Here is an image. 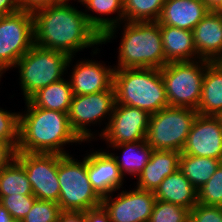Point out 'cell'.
<instances>
[{"label": "cell", "mask_w": 222, "mask_h": 222, "mask_svg": "<svg viewBox=\"0 0 222 222\" xmlns=\"http://www.w3.org/2000/svg\"><path fill=\"white\" fill-rule=\"evenodd\" d=\"M35 45L77 56L93 48L91 56L100 53L101 36L88 23L83 9L70 3H57L33 12ZM99 45V46H98Z\"/></svg>", "instance_id": "1"}, {"label": "cell", "mask_w": 222, "mask_h": 222, "mask_svg": "<svg viewBox=\"0 0 222 222\" xmlns=\"http://www.w3.org/2000/svg\"><path fill=\"white\" fill-rule=\"evenodd\" d=\"M19 111L17 152L71 154L64 146L84 143L72 130L68 113L35 107L25 100Z\"/></svg>", "instance_id": "2"}, {"label": "cell", "mask_w": 222, "mask_h": 222, "mask_svg": "<svg viewBox=\"0 0 222 222\" xmlns=\"http://www.w3.org/2000/svg\"><path fill=\"white\" fill-rule=\"evenodd\" d=\"M122 26V27H121ZM117 64L114 69L156 68L165 66L162 34L157 21L125 22L108 29L101 36V46L116 39L120 33ZM118 32V33H117Z\"/></svg>", "instance_id": "3"}, {"label": "cell", "mask_w": 222, "mask_h": 222, "mask_svg": "<svg viewBox=\"0 0 222 222\" xmlns=\"http://www.w3.org/2000/svg\"><path fill=\"white\" fill-rule=\"evenodd\" d=\"M117 104L136 107L150 115L169 106L160 69L127 68L114 70Z\"/></svg>", "instance_id": "4"}, {"label": "cell", "mask_w": 222, "mask_h": 222, "mask_svg": "<svg viewBox=\"0 0 222 222\" xmlns=\"http://www.w3.org/2000/svg\"><path fill=\"white\" fill-rule=\"evenodd\" d=\"M70 56L56 50L33 45L12 67L18 69V80L23 100L66 76Z\"/></svg>", "instance_id": "5"}, {"label": "cell", "mask_w": 222, "mask_h": 222, "mask_svg": "<svg viewBox=\"0 0 222 222\" xmlns=\"http://www.w3.org/2000/svg\"><path fill=\"white\" fill-rule=\"evenodd\" d=\"M74 154H58V181L61 211L84 212L101 205L102 199L91 186L87 175V156L78 160Z\"/></svg>", "instance_id": "6"}, {"label": "cell", "mask_w": 222, "mask_h": 222, "mask_svg": "<svg viewBox=\"0 0 222 222\" xmlns=\"http://www.w3.org/2000/svg\"><path fill=\"white\" fill-rule=\"evenodd\" d=\"M209 62L200 58L193 61L169 62L160 69L169 106L197 110L205 69Z\"/></svg>", "instance_id": "7"}, {"label": "cell", "mask_w": 222, "mask_h": 222, "mask_svg": "<svg viewBox=\"0 0 222 222\" xmlns=\"http://www.w3.org/2000/svg\"><path fill=\"white\" fill-rule=\"evenodd\" d=\"M198 112L188 107L167 106L150 116L146 141L153 150L181 152Z\"/></svg>", "instance_id": "8"}, {"label": "cell", "mask_w": 222, "mask_h": 222, "mask_svg": "<svg viewBox=\"0 0 222 222\" xmlns=\"http://www.w3.org/2000/svg\"><path fill=\"white\" fill-rule=\"evenodd\" d=\"M115 102V89L87 95H73L68 118L72 130L84 143L91 144L90 141L97 140V137L104 133L111 118ZM94 124L95 126L100 125L99 127L104 124L105 127H101L100 132L99 130L91 131L90 127Z\"/></svg>", "instance_id": "9"}, {"label": "cell", "mask_w": 222, "mask_h": 222, "mask_svg": "<svg viewBox=\"0 0 222 222\" xmlns=\"http://www.w3.org/2000/svg\"><path fill=\"white\" fill-rule=\"evenodd\" d=\"M34 42L33 12L20 10L0 17V68L12 70Z\"/></svg>", "instance_id": "10"}, {"label": "cell", "mask_w": 222, "mask_h": 222, "mask_svg": "<svg viewBox=\"0 0 222 222\" xmlns=\"http://www.w3.org/2000/svg\"><path fill=\"white\" fill-rule=\"evenodd\" d=\"M16 159L26 171L33 195L39 200L58 203V154L17 152Z\"/></svg>", "instance_id": "11"}, {"label": "cell", "mask_w": 222, "mask_h": 222, "mask_svg": "<svg viewBox=\"0 0 222 222\" xmlns=\"http://www.w3.org/2000/svg\"><path fill=\"white\" fill-rule=\"evenodd\" d=\"M150 116L142 109L115 102L108 125L97 140L102 139L107 146L146 140Z\"/></svg>", "instance_id": "12"}, {"label": "cell", "mask_w": 222, "mask_h": 222, "mask_svg": "<svg viewBox=\"0 0 222 222\" xmlns=\"http://www.w3.org/2000/svg\"><path fill=\"white\" fill-rule=\"evenodd\" d=\"M124 190L122 188L117 195L112 193L102 198L101 205L108 212L111 222H148L156 201L154 192L135 185L131 190Z\"/></svg>", "instance_id": "13"}, {"label": "cell", "mask_w": 222, "mask_h": 222, "mask_svg": "<svg viewBox=\"0 0 222 222\" xmlns=\"http://www.w3.org/2000/svg\"><path fill=\"white\" fill-rule=\"evenodd\" d=\"M73 58L74 56L70 57L67 65V70L73 67L70 73L67 71L73 95H87L114 89V65L106 66L103 61L98 62L92 60L93 58H80L81 60L78 59L74 63Z\"/></svg>", "instance_id": "14"}, {"label": "cell", "mask_w": 222, "mask_h": 222, "mask_svg": "<svg viewBox=\"0 0 222 222\" xmlns=\"http://www.w3.org/2000/svg\"><path fill=\"white\" fill-rule=\"evenodd\" d=\"M181 153L222 161V124L220 121L215 116L198 114Z\"/></svg>", "instance_id": "15"}, {"label": "cell", "mask_w": 222, "mask_h": 222, "mask_svg": "<svg viewBox=\"0 0 222 222\" xmlns=\"http://www.w3.org/2000/svg\"><path fill=\"white\" fill-rule=\"evenodd\" d=\"M89 151L87 150L85 153L87 156V175L97 195L102 199L124 188L125 177L108 149L94 150L92 148Z\"/></svg>", "instance_id": "16"}, {"label": "cell", "mask_w": 222, "mask_h": 222, "mask_svg": "<svg viewBox=\"0 0 222 222\" xmlns=\"http://www.w3.org/2000/svg\"><path fill=\"white\" fill-rule=\"evenodd\" d=\"M197 56L210 62L222 58V14L210 12L192 30Z\"/></svg>", "instance_id": "17"}, {"label": "cell", "mask_w": 222, "mask_h": 222, "mask_svg": "<svg viewBox=\"0 0 222 222\" xmlns=\"http://www.w3.org/2000/svg\"><path fill=\"white\" fill-rule=\"evenodd\" d=\"M209 12L202 0H166L157 22L192 31Z\"/></svg>", "instance_id": "18"}, {"label": "cell", "mask_w": 222, "mask_h": 222, "mask_svg": "<svg viewBox=\"0 0 222 222\" xmlns=\"http://www.w3.org/2000/svg\"><path fill=\"white\" fill-rule=\"evenodd\" d=\"M180 154L173 150H153L149 162L136 178V187L155 192L165 177L179 169Z\"/></svg>", "instance_id": "19"}, {"label": "cell", "mask_w": 222, "mask_h": 222, "mask_svg": "<svg viewBox=\"0 0 222 222\" xmlns=\"http://www.w3.org/2000/svg\"><path fill=\"white\" fill-rule=\"evenodd\" d=\"M156 200L191 210L197 203V190L180 169L165 177L154 192Z\"/></svg>", "instance_id": "20"}, {"label": "cell", "mask_w": 222, "mask_h": 222, "mask_svg": "<svg viewBox=\"0 0 222 222\" xmlns=\"http://www.w3.org/2000/svg\"><path fill=\"white\" fill-rule=\"evenodd\" d=\"M159 26L162 34L165 65L169 62L199 59L191 30L179 29L168 25Z\"/></svg>", "instance_id": "21"}, {"label": "cell", "mask_w": 222, "mask_h": 222, "mask_svg": "<svg viewBox=\"0 0 222 222\" xmlns=\"http://www.w3.org/2000/svg\"><path fill=\"white\" fill-rule=\"evenodd\" d=\"M111 151H121V155L117 156L118 152L109 153L115 159L121 173L124 177L128 175L136 178L146 164L149 162L153 148L148 145L146 140L123 143L113 146H107ZM122 156V157H121ZM127 175V176H126Z\"/></svg>", "instance_id": "22"}, {"label": "cell", "mask_w": 222, "mask_h": 222, "mask_svg": "<svg viewBox=\"0 0 222 222\" xmlns=\"http://www.w3.org/2000/svg\"><path fill=\"white\" fill-rule=\"evenodd\" d=\"M222 111V65L209 62L205 69L201 98L197 112L203 116H216Z\"/></svg>", "instance_id": "23"}, {"label": "cell", "mask_w": 222, "mask_h": 222, "mask_svg": "<svg viewBox=\"0 0 222 222\" xmlns=\"http://www.w3.org/2000/svg\"><path fill=\"white\" fill-rule=\"evenodd\" d=\"M82 7L88 23L100 36L124 21V0H90Z\"/></svg>", "instance_id": "24"}, {"label": "cell", "mask_w": 222, "mask_h": 222, "mask_svg": "<svg viewBox=\"0 0 222 222\" xmlns=\"http://www.w3.org/2000/svg\"><path fill=\"white\" fill-rule=\"evenodd\" d=\"M54 82L34 93L28 100L42 109L56 110L68 113L73 98V92L68 77Z\"/></svg>", "instance_id": "25"}, {"label": "cell", "mask_w": 222, "mask_h": 222, "mask_svg": "<svg viewBox=\"0 0 222 222\" xmlns=\"http://www.w3.org/2000/svg\"><path fill=\"white\" fill-rule=\"evenodd\" d=\"M221 163L222 161L219 159L181 153L179 158V169L195 189L198 190L216 172Z\"/></svg>", "instance_id": "26"}, {"label": "cell", "mask_w": 222, "mask_h": 222, "mask_svg": "<svg viewBox=\"0 0 222 222\" xmlns=\"http://www.w3.org/2000/svg\"><path fill=\"white\" fill-rule=\"evenodd\" d=\"M33 195L30 182L22 164L15 158L0 170V199L7 195Z\"/></svg>", "instance_id": "27"}, {"label": "cell", "mask_w": 222, "mask_h": 222, "mask_svg": "<svg viewBox=\"0 0 222 222\" xmlns=\"http://www.w3.org/2000/svg\"><path fill=\"white\" fill-rule=\"evenodd\" d=\"M165 1L166 0H124V21H158Z\"/></svg>", "instance_id": "28"}, {"label": "cell", "mask_w": 222, "mask_h": 222, "mask_svg": "<svg viewBox=\"0 0 222 222\" xmlns=\"http://www.w3.org/2000/svg\"><path fill=\"white\" fill-rule=\"evenodd\" d=\"M198 203L222 207V163L210 179L197 190Z\"/></svg>", "instance_id": "29"}, {"label": "cell", "mask_w": 222, "mask_h": 222, "mask_svg": "<svg viewBox=\"0 0 222 222\" xmlns=\"http://www.w3.org/2000/svg\"><path fill=\"white\" fill-rule=\"evenodd\" d=\"M189 214L187 208L156 200L148 222H189Z\"/></svg>", "instance_id": "30"}, {"label": "cell", "mask_w": 222, "mask_h": 222, "mask_svg": "<svg viewBox=\"0 0 222 222\" xmlns=\"http://www.w3.org/2000/svg\"><path fill=\"white\" fill-rule=\"evenodd\" d=\"M61 212L58 203L36 199L21 222H57Z\"/></svg>", "instance_id": "31"}, {"label": "cell", "mask_w": 222, "mask_h": 222, "mask_svg": "<svg viewBox=\"0 0 222 222\" xmlns=\"http://www.w3.org/2000/svg\"><path fill=\"white\" fill-rule=\"evenodd\" d=\"M36 199L34 195H7L0 199V203L11 214L14 221H21L28 214Z\"/></svg>", "instance_id": "32"}, {"label": "cell", "mask_w": 222, "mask_h": 222, "mask_svg": "<svg viewBox=\"0 0 222 222\" xmlns=\"http://www.w3.org/2000/svg\"><path fill=\"white\" fill-rule=\"evenodd\" d=\"M0 140L9 141L18 147L19 112H11L0 107Z\"/></svg>", "instance_id": "33"}, {"label": "cell", "mask_w": 222, "mask_h": 222, "mask_svg": "<svg viewBox=\"0 0 222 222\" xmlns=\"http://www.w3.org/2000/svg\"><path fill=\"white\" fill-rule=\"evenodd\" d=\"M189 222H222V207L197 203L190 210Z\"/></svg>", "instance_id": "34"}, {"label": "cell", "mask_w": 222, "mask_h": 222, "mask_svg": "<svg viewBox=\"0 0 222 222\" xmlns=\"http://www.w3.org/2000/svg\"><path fill=\"white\" fill-rule=\"evenodd\" d=\"M17 148L9 141L0 140V170L16 158Z\"/></svg>", "instance_id": "35"}, {"label": "cell", "mask_w": 222, "mask_h": 222, "mask_svg": "<svg viewBox=\"0 0 222 222\" xmlns=\"http://www.w3.org/2000/svg\"><path fill=\"white\" fill-rule=\"evenodd\" d=\"M86 222H111L108 212L102 205L84 211Z\"/></svg>", "instance_id": "36"}, {"label": "cell", "mask_w": 222, "mask_h": 222, "mask_svg": "<svg viewBox=\"0 0 222 222\" xmlns=\"http://www.w3.org/2000/svg\"><path fill=\"white\" fill-rule=\"evenodd\" d=\"M21 10L34 12L37 9L57 4V0H19Z\"/></svg>", "instance_id": "37"}, {"label": "cell", "mask_w": 222, "mask_h": 222, "mask_svg": "<svg viewBox=\"0 0 222 222\" xmlns=\"http://www.w3.org/2000/svg\"><path fill=\"white\" fill-rule=\"evenodd\" d=\"M19 0H0V17L20 11Z\"/></svg>", "instance_id": "38"}, {"label": "cell", "mask_w": 222, "mask_h": 222, "mask_svg": "<svg viewBox=\"0 0 222 222\" xmlns=\"http://www.w3.org/2000/svg\"><path fill=\"white\" fill-rule=\"evenodd\" d=\"M57 222H86L84 212L62 211Z\"/></svg>", "instance_id": "39"}, {"label": "cell", "mask_w": 222, "mask_h": 222, "mask_svg": "<svg viewBox=\"0 0 222 222\" xmlns=\"http://www.w3.org/2000/svg\"><path fill=\"white\" fill-rule=\"evenodd\" d=\"M11 214L0 203V222H13Z\"/></svg>", "instance_id": "40"}, {"label": "cell", "mask_w": 222, "mask_h": 222, "mask_svg": "<svg viewBox=\"0 0 222 222\" xmlns=\"http://www.w3.org/2000/svg\"><path fill=\"white\" fill-rule=\"evenodd\" d=\"M222 0H202V2L212 11H214L220 4Z\"/></svg>", "instance_id": "41"}, {"label": "cell", "mask_w": 222, "mask_h": 222, "mask_svg": "<svg viewBox=\"0 0 222 222\" xmlns=\"http://www.w3.org/2000/svg\"><path fill=\"white\" fill-rule=\"evenodd\" d=\"M74 1H77V4L78 2L80 3V5L82 4L83 6L88 3L90 0H74Z\"/></svg>", "instance_id": "42"}, {"label": "cell", "mask_w": 222, "mask_h": 222, "mask_svg": "<svg viewBox=\"0 0 222 222\" xmlns=\"http://www.w3.org/2000/svg\"><path fill=\"white\" fill-rule=\"evenodd\" d=\"M215 117H216V118L220 121V123L222 124V111H220Z\"/></svg>", "instance_id": "43"}, {"label": "cell", "mask_w": 222, "mask_h": 222, "mask_svg": "<svg viewBox=\"0 0 222 222\" xmlns=\"http://www.w3.org/2000/svg\"><path fill=\"white\" fill-rule=\"evenodd\" d=\"M214 11L222 14V1H221V4Z\"/></svg>", "instance_id": "44"}, {"label": "cell", "mask_w": 222, "mask_h": 222, "mask_svg": "<svg viewBox=\"0 0 222 222\" xmlns=\"http://www.w3.org/2000/svg\"><path fill=\"white\" fill-rule=\"evenodd\" d=\"M72 1V0H71ZM70 0H57V3H71Z\"/></svg>", "instance_id": "45"}, {"label": "cell", "mask_w": 222, "mask_h": 222, "mask_svg": "<svg viewBox=\"0 0 222 222\" xmlns=\"http://www.w3.org/2000/svg\"><path fill=\"white\" fill-rule=\"evenodd\" d=\"M3 73H6V72L0 68V74H3Z\"/></svg>", "instance_id": "46"}, {"label": "cell", "mask_w": 222, "mask_h": 222, "mask_svg": "<svg viewBox=\"0 0 222 222\" xmlns=\"http://www.w3.org/2000/svg\"><path fill=\"white\" fill-rule=\"evenodd\" d=\"M218 62L222 65V58Z\"/></svg>", "instance_id": "47"}]
</instances>
